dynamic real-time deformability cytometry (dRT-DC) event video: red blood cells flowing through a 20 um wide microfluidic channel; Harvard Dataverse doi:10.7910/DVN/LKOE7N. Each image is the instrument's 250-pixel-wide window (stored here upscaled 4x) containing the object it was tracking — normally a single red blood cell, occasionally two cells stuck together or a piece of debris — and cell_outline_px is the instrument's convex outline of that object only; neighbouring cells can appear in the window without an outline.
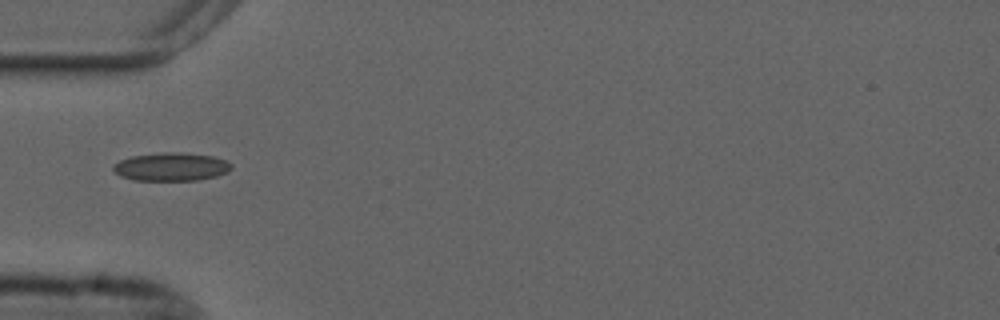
{"species": "common noctule bat (a hibernating species)", "species_latin": "Nyctalus noctula", "temperature_condition": "cold", "stored_images_in_passage": 36, "camera_frame_rate_fps": 3000, "um_per_image_px": 0.085, "animal": {"sex": "male", "forearm_length_mm": 52.5}, "frame": {"image": 1, "passage_image": 1, "time_ms": 0.0, "image_size_px": [1000, 320], "cell_outline_px": [[232, 168], [228, 172], [216, 176], [200, 180], [136, 180], [120, 176], [112, 168], [120, 160], [132, 156], [160, 152], [180, 152], [212, 156], [224, 160], [232, 164]], "centroid_in_image_um": [14.58, 14.17], "position_along_channel_um": 70.4, "area_um2": 19.36}}
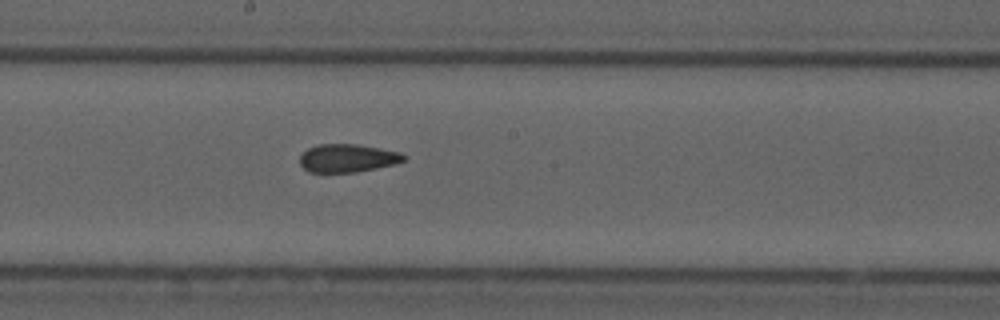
{"frame": {"image": 2, "passage_image": 13, "time_ms": 4.0, "image_size_px": [1000, 320], "cell_outline_px": [[408, 156], [404, 160], [396, 164], [356, 172], [308, 172], [300, 164], [300, 156], [308, 148], [320, 144], [356, 144], [400, 152]], "centroid_in_image_um": [29.55, 13.44], "position_along_channel_um": 218.6, "area_um2": 16.99}}
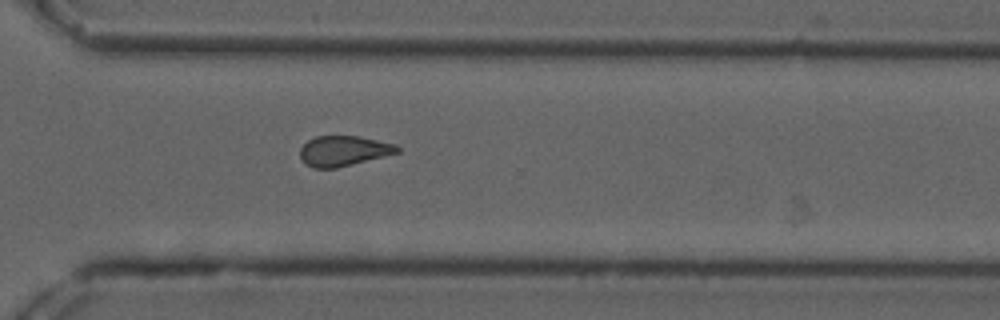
{"frame": {"image": 3, "passage_image": 23, "time_ms": 7.333, "image_size_px": [1000, 320], "cell_outline_px": [[400, 152], [336, 168], [312, 168], [304, 164], [300, 156], [300, 148], [308, 140], [316, 136], [360, 136], [396, 144], [400, 148]], "centroid_in_image_um": [29.19, 12.82], "position_along_channel_um": 341.4, "area_um2": 17.17}, "authors_computed_cell_mechanics": {"area_um2": 17.6579, "velocity_mm_per_s": 3.6947, "shape_relaxation_time_tau1_ms": null, "shape_relaxation_time_tau2_ms": 2.7834, "deformation_change_tau1": null, "deformation_change_tau2": 0.089}}